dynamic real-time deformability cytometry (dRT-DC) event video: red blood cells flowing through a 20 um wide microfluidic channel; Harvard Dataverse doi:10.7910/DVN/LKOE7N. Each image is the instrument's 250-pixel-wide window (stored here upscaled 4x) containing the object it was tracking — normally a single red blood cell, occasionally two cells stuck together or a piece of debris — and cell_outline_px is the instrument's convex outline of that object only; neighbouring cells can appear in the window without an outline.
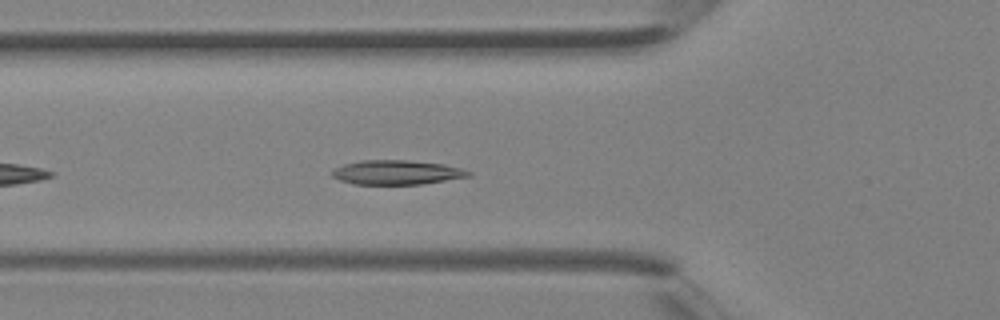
{"species": "Egyptian fruit bat (a non-hibernating species)", "species_latin": "Rousettus aegyptiacus", "temperature_condition": "room temperature", "stored_images_in_passage": 22, "camera_frame_rate_fps": 3000, "um_per_image_px": 0.085, "animal": {"sex": "female"}, "frame": {"image": 1, "passage_image": 4, "time_ms": 1.0, "image_size_px": [1000, 320], "cell_outline_px": [[472, 176], [420, 184], [352, 184], [340, 180], [332, 176], [332, 172], [336, 168], [344, 164], [360, 160], [408, 160], [444, 164], [460, 168], [472, 172]], "centroid_in_image_um": [33.73, 14.65], "position_along_channel_um": 92.1, "area_um2": 19.31}}
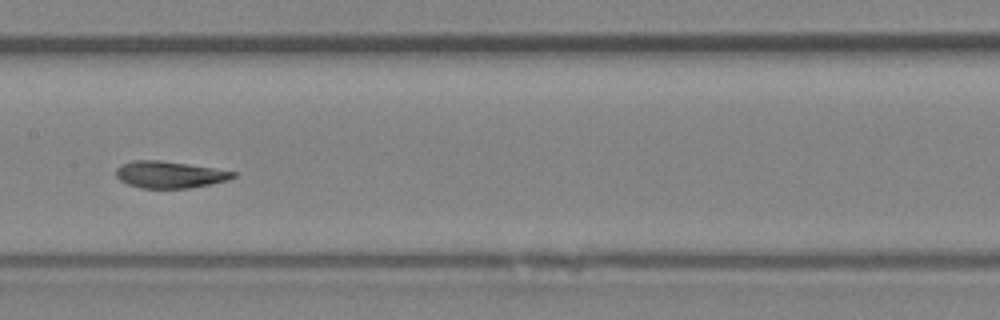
{"frame": {"image": 2, "passage_image": 10, "time_ms": 3.0, "image_size_px": [1000, 320], "cell_outline_px": [[236, 176], [228, 180], [188, 188], [140, 188], [128, 184], [120, 180], [116, 176], [116, 168], [120, 164], [132, 160], [160, 160], [188, 164], [236, 172]], "centroid_in_image_um": [14.36, 14.83], "position_along_channel_um": 193.0, "area_um2": 18.21}}
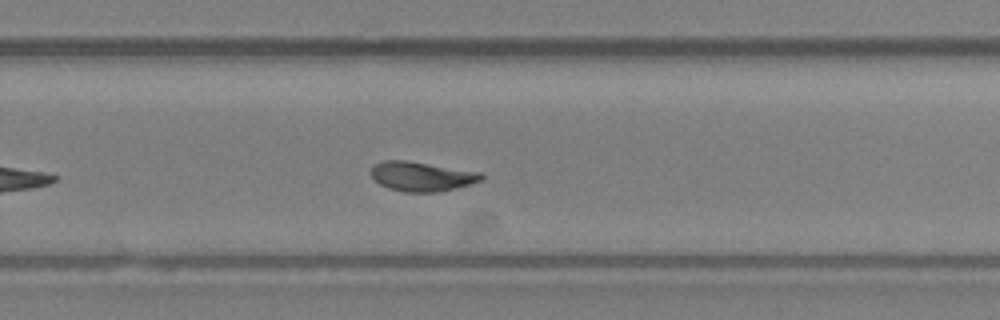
{"frame": {"image": 3, "passage_image": 16, "time_ms": 5.0, "image_size_px": [1000, 320], "cell_outline_px": [[484, 176], [480, 180], [468, 184], [440, 192], [404, 192], [388, 188], [380, 184], [368, 172], [376, 164], [384, 160], [404, 160], [480, 172]], "centroid_in_image_um": [35.8, 15.0], "position_along_channel_um": 294.0, "area_um2": 18.67}}